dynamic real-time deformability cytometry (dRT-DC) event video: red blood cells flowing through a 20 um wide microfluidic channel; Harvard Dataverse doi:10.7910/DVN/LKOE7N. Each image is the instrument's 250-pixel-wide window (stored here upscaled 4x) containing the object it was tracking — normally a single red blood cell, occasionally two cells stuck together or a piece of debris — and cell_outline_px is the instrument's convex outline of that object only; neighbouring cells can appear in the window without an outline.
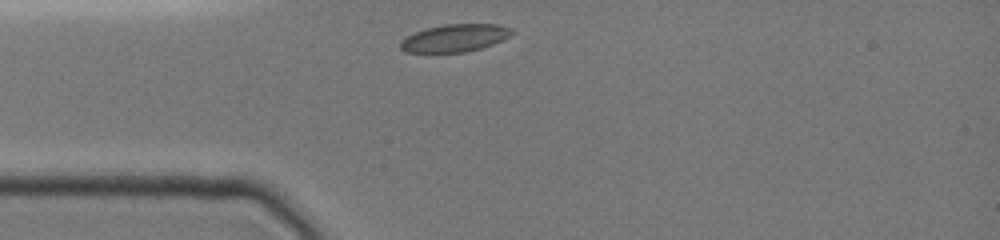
{"species": "common noctule bat (a hibernating species)", "species_latin": "Nyctalus noctula", "temperature_condition": "cold", "stored_images_in_passage": 4, "camera_frame_rate_fps": 3000, "um_per_image_px": 0.085, "animal": {"sex": "female", "body_mass_g": 19.0, "forearm_length_mm": 51.5}, "frame": {"image": 1, "passage_image": 1, "time_ms": 0.0, "image_size_px": [1000, 240], "cell_outline_px": [[516, 32], [492, 44], [480, 48], [464, 52], [404, 52], [400, 48], [400, 40], [416, 32], [428, 28], [444, 24], [500, 24], [512, 28]], "centroid_in_image_um": [38.67, 3.22], "position_along_channel_um": 46.3, "area_um2": 17.74}}
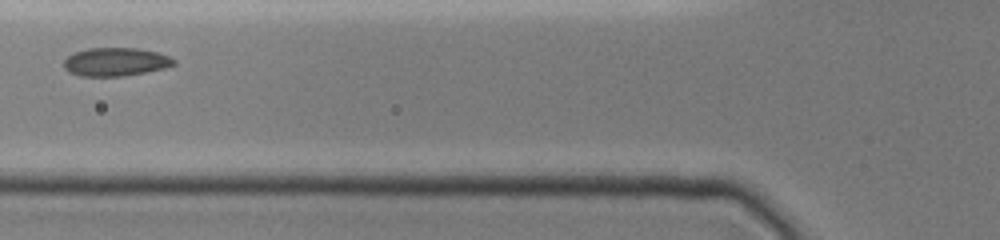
{"frame": {"image": 2, "passage_image": 3, "time_ms": 0.667, "image_size_px": [1000, 240], "cell_outline_px": [[176, 64], [164, 68], [144, 72], [120, 76], [80, 76], [64, 68], [64, 60], [68, 56], [76, 52], [88, 48], [136, 48], [156, 52], [168, 56], [176, 60]], "centroid_in_image_um": [9.83, 5.25], "position_along_channel_um": 116.0, "area_um2": 17.92}}
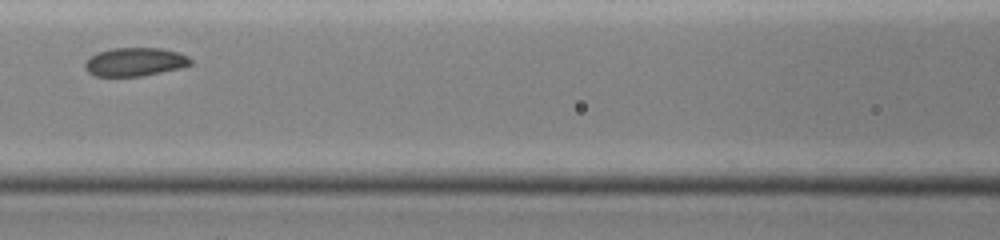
{"frame": {"image": 3, "passage_image": 4, "time_ms": 1.0, "image_size_px": [1000, 240], "cell_outline_px": [[192, 64], [180, 68], [140, 76], [96, 76], [88, 72], [84, 68], [84, 64], [96, 52], [112, 48], [160, 48], [180, 52], [188, 56], [192, 60]], "centroid_in_image_um": [11.48, 5.25], "position_along_channel_um": 155.1, "area_um2": 17.51}}